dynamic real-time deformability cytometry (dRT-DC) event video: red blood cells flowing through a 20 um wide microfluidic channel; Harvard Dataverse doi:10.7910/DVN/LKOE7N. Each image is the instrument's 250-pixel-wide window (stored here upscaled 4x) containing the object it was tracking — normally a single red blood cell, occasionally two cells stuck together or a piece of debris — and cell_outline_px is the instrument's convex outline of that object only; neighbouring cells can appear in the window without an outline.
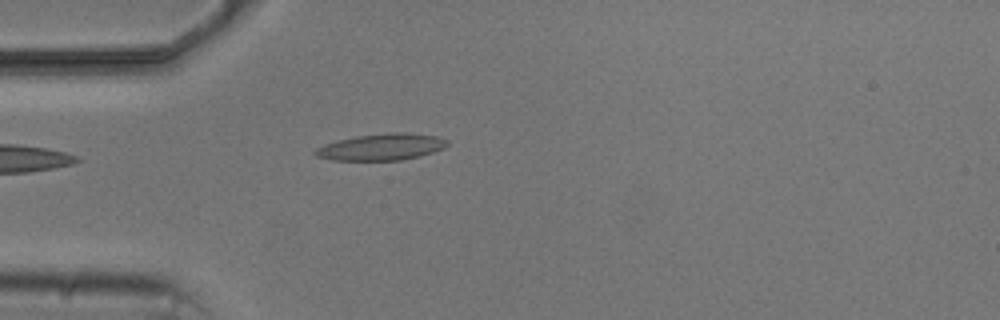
{"species": "common noctule bat (a hibernating species)", "species_latin": "Nyctalus noctula", "temperature_condition": "cold", "stored_images_in_passage": 2, "camera_frame_rate_fps": 3000, "um_per_image_px": 0.085, "animal": {"sex": "male", "body_mass_g": 20.5, "forearm_length_mm": 52.5}, "frame": {"image": 1, "passage_image": 2, "time_ms": 1.0, "image_size_px": [1000, 320], "cell_outline_px": [[448, 144], [444, 148], [420, 156], [400, 160], [332, 160], [316, 156], [312, 152], [316, 148], [324, 144], [356, 136], [388, 132], [404, 132], [440, 136], [448, 140]], "centroid_in_image_um": [32.44, 12.48], "position_along_channel_um": 52.6, "area_um2": 20.52}}